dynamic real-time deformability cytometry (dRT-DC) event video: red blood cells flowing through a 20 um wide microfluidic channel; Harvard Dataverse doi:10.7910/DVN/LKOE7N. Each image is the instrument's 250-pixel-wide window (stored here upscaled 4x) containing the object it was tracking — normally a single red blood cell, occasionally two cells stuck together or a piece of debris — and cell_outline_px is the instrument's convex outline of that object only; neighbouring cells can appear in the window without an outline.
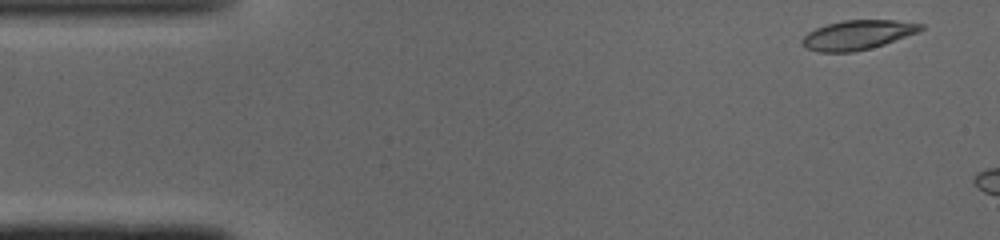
{"species": "common noctule bat (a hibernating species)", "species_latin": "Nyctalus noctula", "temperature_condition": "cold", "stored_images_in_passage": 5, "camera_frame_rate_fps": 3000, "um_per_image_px": 0.085, "animal": {"sex": "male", "body_mass_g": 19.0, "forearm_length_mm": 50.8}, "frame": {"image": 1, "passage_image": 1, "time_ms": 0.0, "image_size_px": [1000, 240], "cell_outline_px": [[924, 28], [920, 32], [884, 44], [852, 52], [820, 52], [804, 48], [800, 40], [808, 32], [816, 28], [828, 24], [844, 20], [892, 20], [924, 24]], "centroid_in_image_um": [72.89, 2.97], "position_along_channel_um": 12.1, "area_um2": 20.29}}